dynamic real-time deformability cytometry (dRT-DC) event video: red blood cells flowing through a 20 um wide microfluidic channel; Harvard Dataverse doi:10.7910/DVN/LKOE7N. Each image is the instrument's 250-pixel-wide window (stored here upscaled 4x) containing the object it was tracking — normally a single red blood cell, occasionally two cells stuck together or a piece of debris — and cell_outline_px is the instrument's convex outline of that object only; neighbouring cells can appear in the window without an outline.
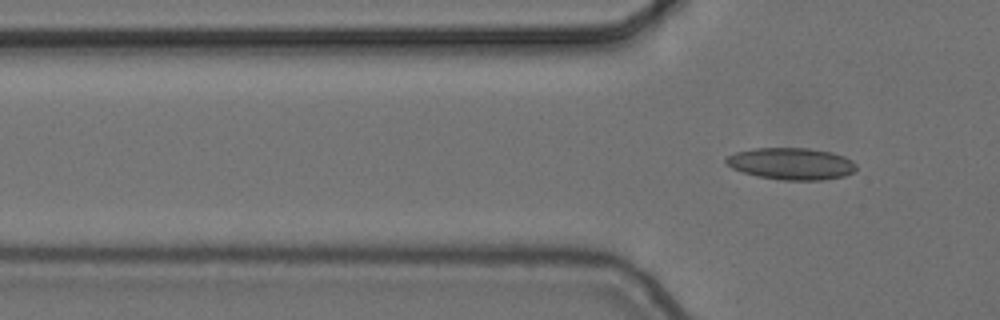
{"species": "common noctule bat (a hibernating species)", "species_latin": "Nyctalus noctula", "temperature_condition": "cold", "stored_images_in_passage": 4, "segment_of_instrument_passage": [2, 2], "camera_frame_rate_fps": 3000, "um_per_image_px": 0.085, "animal": {"sex": "female", "body_mass_g": 24.6, "forearm_length_mm": 56.2}, "frame": {"image": 1, "passage_image": 4, "time_ms": 1.0, "image_size_px": [1000, 320], "cell_outline_px": [[856, 168], [852, 172], [844, 176], [820, 180], [784, 180], [756, 176], [732, 168], [724, 160], [728, 156], [736, 152], [752, 148], [808, 148], [832, 152], [844, 156], [852, 160], [856, 164]], "centroid_in_image_um": [67.27, 13.91], "position_along_channel_um": 58.5, "area_um2": 24.1}}